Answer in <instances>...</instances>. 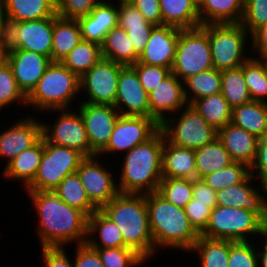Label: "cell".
Instances as JSON below:
<instances>
[{"label":"cell","mask_w":267,"mask_h":267,"mask_svg":"<svg viewBox=\"0 0 267 267\" xmlns=\"http://www.w3.org/2000/svg\"><path fill=\"white\" fill-rule=\"evenodd\" d=\"M38 215L37 231L40 247H65L85 244L88 216L71 207L53 191H26Z\"/></svg>","instance_id":"1"},{"label":"cell","mask_w":267,"mask_h":267,"mask_svg":"<svg viewBox=\"0 0 267 267\" xmlns=\"http://www.w3.org/2000/svg\"><path fill=\"white\" fill-rule=\"evenodd\" d=\"M164 140V133L159 130L148 141L121 155L123 163L116 178L119 193L149 194L157 191L162 180Z\"/></svg>","instance_id":"2"},{"label":"cell","mask_w":267,"mask_h":267,"mask_svg":"<svg viewBox=\"0 0 267 267\" xmlns=\"http://www.w3.org/2000/svg\"><path fill=\"white\" fill-rule=\"evenodd\" d=\"M100 210L119 227L124 247L135 250L146 261L154 259L145 194L118 193Z\"/></svg>","instance_id":"3"},{"label":"cell","mask_w":267,"mask_h":267,"mask_svg":"<svg viewBox=\"0 0 267 267\" xmlns=\"http://www.w3.org/2000/svg\"><path fill=\"white\" fill-rule=\"evenodd\" d=\"M145 198L155 256L160 248L189 252L200 235L191 226L184 208L168 202L157 191L145 194Z\"/></svg>","instance_id":"4"},{"label":"cell","mask_w":267,"mask_h":267,"mask_svg":"<svg viewBox=\"0 0 267 267\" xmlns=\"http://www.w3.org/2000/svg\"><path fill=\"white\" fill-rule=\"evenodd\" d=\"M79 93V77L61 62H52L27 96L26 108L33 107L40 115L49 110L72 109Z\"/></svg>","instance_id":"5"},{"label":"cell","mask_w":267,"mask_h":267,"mask_svg":"<svg viewBox=\"0 0 267 267\" xmlns=\"http://www.w3.org/2000/svg\"><path fill=\"white\" fill-rule=\"evenodd\" d=\"M266 225L252 211L216 205L211 211L208 225L200 236L234 242L251 241L250 238H256L260 245L262 237L266 234Z\"/></svg>","instance_id":"6"},{"label":"cell","mask_w":267,"mask_h":267,"mask_svg":"<svg viewBox=\"0 0 267 267\" xmlns=\"http://www.w3.org/2000/svg\"><path fill=\"white\" fill-rule=\"evenodd\" d=\"M201 26L208 33L213 68L219 71L238 68L251 57L249 54L251 50L248 47L251 44L249 42L251 35L240 23L204 24Z\"/></svg>","instance_id":"7"},{"label":"cell","mask_w":267,"mask_h":267,"mask_svg":"<svg viewBox=\"0 0 267 267\" xmlns=\"http://www.w3.org/2000/svg\"><path fill=\"white\" fill-rule=\"evenodd\" d=\"M160 130L169 143L182 148L196 149L217 138V130L191 104L167 117Z\"/></svg>","instance_id":"8"},{"label":"cell","mask_w":267,"mask_h":267,"mask_svg":"<svg viewBox=\"0 0 267 267\" xmlns=\"http://www.w3.org/2000/svg\"><path fill=\"white\" fill-rule=\"evenodd\" d=\"M84 158L79 151L50 144L43 137V154L37 174L24 191H53L66 176L76 173Z\"/></svg>","instance_id":"9"},{"label":"cell","mask_w":267,"mask_h":267,"mask_svg":"<svg viewBox=\"0 0 267 267\" xmlns=\"http://www.w3.org/2000/svg\"><path fill=\"white\" fill-rule=\"evenodd\" d=\"M213 68L208 33L202 27L181 29L171 73L184 81Z\"/></svg>","instance_id":"10"},{"label":"cell","mask_w":267,"mask_h":267,"mask_svg":"<svg viewBox=\"0 0 267 267\" xmlns=\"http://www.w3.org/2000/svg\"><path fill=\"white\" fill-rule=\"evenodd\" d=\"M57 112V118L52 125L42 120V136L54 145L75 149L85 157L97 155L89 145L84 121L75 108L49 110L46 113Z\"/></svg>","instance_id":"11"},{"label":"cell","mask_w":267,"mask_h":267,"mask_svg":"<svg viewBox=\"0 0 267 267\" xmlns=\"http://www.w3.org/2000/svg\"><path fill=\"white\" fill-rule=\"evenodd\" d=\"M124 65L102 58L79 78L80 95L87 98L80 102L93 104L115 103L119 74ZM83 93V94H82Z\"/></svg>","instance_id":"12"},{"label":"cell","mask_w":267,"mask_h":267,"mask_svg":"<svg viewBox=\"0 0 267 267\" xmlns=\"http://www.w3.org/2000/svg\"><path fill=\"white\" fill-rule=\"evenodd\" d=\"M160 130V124L146 116H120L112 131L109 143L98 154L103 157L107 154H124L136 145L152 138ZM109 153V154H108Z\"/></svg>","instance_id":"13"},{"label":"cell","mask_w":267,"mask_h":267,"mask_svg":"<svg viewBox=\"0 0 267 267\" xmlns=\"http://www.w3.org/2000/svg\"><path fill=\"white\" fill-rule=\"evenodd\" d=\"M100 158L99 155L85 157L76 171L90 202L97 209H101L119 193L117 177L104 166L105 162L102 163Z\"/></svg>","instance_id":"14"},{"label":"cell","mask_w":267,"mask_h":267,"mask_svg":"<svg viewBox=\"0 0 267 267\" xmlns=\"http://www.w3.org/2000/svg\"><path fill=\"white\" fill-rule=\"evenodd\" d=\"M80 103V104H79ZM75 107L84 121L90 148L98 155L109 143L118 118V110L109 104L79 102Z\"/></svg>","instance_id":"15"},{"label":"cell","mask_w":267,"mask_h":267,"mask_svg":"<svg viewBox=\"0 0 267 267\" xmlns=\"http://www.w3.org/2000/svg\"><path fill=\"white\" fill-rule=\"evenodd\" d=\"M114 107L122 116L150 117L148 93L131 65L120 71Z\"/></svg>","instance_id":"16"},{"label":"cell","mask_w":267,"mask_h":267,"mask_svg":"<svg viewBox=\"0 0 267 267\" xmlns=\"http://www.w3.org/2000/svg\"><path fill=\"white\" fill-rule=\"evenodd\" d=\"M13 125V126H12ZM0 133V159L4 158V167L22 151L32 147L42 137V120L33 116L21 117Z\"/></svg>","instance_id":"17"},{"label":"cell","mask_w":267,"mask_h":267,"mask_svg":"<svg viewBox=\"0 0 267 267\" xmlns=\"http://www.w3.org/2000/svg\"><path fill=\"white\" fill-rule=\"evenodd\" d=\"M253 182L256 183V180L250 174L240 184L217 191L216 202L218 206L252 211L267 224V190L254 186Z\"/></svg>","instance_id":"18"},{"label":"cell","mask_w":267,"mask_h":267,"mask_svg":"<svg viewBox=\"0 0 267 267\" xmlns=\"http://www.w3.org/2000/svg\"><path fill=\"white\" fill-rule=\"evenodd\" d=\"M180 30V28L170 25L155 26L138 62L171 70L175 60Z\"/></svg>","instance_id":"19"},{"label":"cell","mask_w":267,"mask_h":267,"mask_svg":"<svg viewBox=\"0 0 267 267\" xmlns=\"http://www.w3.org/2000/svg\"><path fill=\"white\" fill-rule=\"evenodd\" d=\"M148 98L150 118H154L159 124L188 104L183 81L172 73L148 94Z\"/></svg>","instance_id":"20"},{"label":"cell","mask_w":267,"mask_h":267,"mask_svg":"<svg viewBox=\"0 0 267 267\" xmlns=\"http://www.w3.org/2000/svg\"><path fill=\"white\" fill-rule=\"evenodd\" d=\"M7 63L20 90L27 97L52 61L43 54L18 49L7 55Z\"/></svg>","instance_id":"21"},{"label":"cell","mask_w":267,"mask_h":267,"mask_svg":"<svg viewBox=\"0 0 267 267\" xmlns=\"http://www.w3.org/2000/svg\"><path fill=\"white\" fill-rule=\"evenodd\" d=\"M77 21L82 40L101 45L106 34L118 26V2L101 0L89 15L78 18Z\"/></svg>","instance_id":"22"},{"label":"cell","mask_w":267,"mask_h":267,"mask_svg":"<svg viewBox=\"0 0 267 267\" xmlns=\"http://www.w3.org/2000/svg\"><path fill=\"white\" fill-rule=\"evenodd\" d=\"M217 138L235 162H243L249 167L254 163L259 138L233 123L217 131Z\"/></svg>","instance_id":"23"},{"label":"cell","mask_w":267,"mask_h":267,"mask_svg":"<svg viewBox=\"0 0 267 267\" xmlns=\"http://www.w3.org/2000/svg\"><path fill=\"white\" fill-rule=\"evenodd\" d=\"M53 17L19 22V49L43 54L51 59Z\"/></svg>","instance_id":"24"},{"label":"cell","mask_w":267,"mask_h":267,"mask_svg":"<svg viewBox=\"0 0 267 267\" xmlns=\"http://www.w3.org/2000/svg\"><path fill=\"white\" fill-rule=\"evenodd\" d=\"M42 154L43 136L32 147L22 151L2 169L3 177L5 180L22 182L25 190L37 174Z\"/></svg>","instance_id":"25"},{"label":"cell","mask_w":267,"mask_h":267,"mask_svg":"<svg viewBox=\"0 0 267 267\" xmlns=\"http://www.w3.org/2000/svg\"><path fill=\"white\" fill-rule=\"evenodd\" d=\"M162 178H197L195 149L182 148L164 140Z\"/></svg>","instance_id":"26"},{"label":"cell","mask_w":267,"mask_h":267,"mask_svg":"<svg viewBox=\"0 0 267 267\" xmlns=\"http://www.w3.org/2000/svg\"><path fill=\"white\" fill-rule=\"evenodd\" d=\"M86 243L91 248L124 247V240L119 227L100 209H97L88 217V237Z\"/></svg>","instance_id":"27"},{"label":"cell","mask_w":267,"mask_h":267,"mask_svg":"<svg viewBox=\"0 0 267 267\" xmlns=\"http://www.w3.org/2000/svg\"><path fill=\"white\" fill-rule=\"evenodd\" d=\"M82 40L77 20L53 16V36L51 61L61 62L62 59Z\"/></svg>","instance_id":"28"},{"label":"cell","mask_w":267,"mask_h":267,"mask_svg":"<svg viewBox=\"0 0 267 267\" xmlns=\"http://www.w3.org/2000/svg\"><path fill=\"white\" fill-rule=\"evenodd\" d=\"M231 123L261 139L267 136V103L250 101L232 108Z\"/></svg>","instance_id":"29"},{"label":"cell","mask_w":267,"mask_h":267,"mask_svg":"<svg viewBox=\"0 0 267 267\" xmlns=\"http://www.w3.org/2000/svg\"><path fill=\"white\" fill-rule=\"evenodd\" d=\"M244 0H202L198 8L201 25L240 23Z\"/></svg>","instance_id":"30"},{"label":"cell","mask_w":267,"mask_h":267,"mask_svg":"<svg viewBox=\"0 0 267 267\" xmlns=\"http://www.w3.org/2000/svg\"><path fill=\"white\" fill-rule=\"evenodd\" d=\"M163 25L180 29L201 26L198 7L191 0H159Z\"/></svg>","instance_id":"31"},{"label":"cell","mask_w":267,"mask_h":267,"mask_svg":"<svg viewBox=\"0 0 267 267\" xmlns=\"http://www.w3.org/2000/svg\"><path fill=\"white\" fill-rule=\"evenodd\" d=\"M103 58L124 66L138 62L139 55L135 52L125 29L119 26L111 29L100 45Z\"/></svg>","instance_id":"32"},{"label":"cell","mask_w":267,"mask_h":267,"mask_svg":"<svg viewBox=\"0 0 267 267\" xmlns=\"http://www.w3.org/2000/svg\"><path fill=\"white\" fill-rule=\"evenodd\" d=\"M6 16L19 22L53 17L56 3L53 0H2Z\"/></svg>","instance_id":"33"},{"label":"cell","mask_w":267,"mask_h":267,"mask_svg":"<svg viewBox=\"0 0 267 267\" xmlns=\"http://www.w3.org/2000/svg\"><path fill=\"white\" fill-rule=\"evenodd\" d=\"M234 162L222 142L215 138L211 143L195 149L197 178L214 173Z\"/></svg>","instance_id":"34"},{"label":"cell","mask_w":267,"mask_h":267,"mask_svg":"<svg viewBox=\"0 0 267 267\" xmlns=\"http://www.w3.org/2000/svg\"><path fill=\"white\" fill-rule=\"evenodd\" d=\"M188 253L196 254L199 267H228L230 240L199 236Z\"/></svg>","instance_id":"35"},{"label":"cell","mask_w":267,"mask_h":267,"mask_svg":"<svg viewBox=\"0 0 267 267\" xmlns=\"http://www.w3.org/2000/svg\"><path fill=\"white\" fill-rule=\"evenodd\" d=\"M191 105L217 131L231 123L232 107L221 92L195 100Z\"/></svg>","instance_id":"36"},{"label":"cell","mask_w":267,"mask_h":267,"mask_svg":"<svg viewBox=\"0 0 267 267\" xmlns=\"http://www.w3.org/2000/svg\"><path fill=\"white\" fill-rule=\"evenodd\" d=\"M183 83L186 101L191 104L195 100L221 92V71L211 68L189 76Z\"/></svg>","instance_id":"37"},{"label":"cell","mask_w":267,"mask_h":267,"mask_svg":"<svg viewBox=\"0 0 267 267\" xmlns=\"http://www.w3.org/2000/svg\"><path fill=\"white\" fill-rule=\"evenodd\" d=\"M103 58L97 43L81 40L61 61L79 78Z\"/></svg>","instance_id":"38"},{"label":"cell","mask_w":267,"mask_h":267,"mask_svg":"<svg viewBox=\"0 0 267 267\" xmlns=\"http://www.w3.org/2000/svg\"><path fill=\"white\" fill-rule=\"evenodd\" d=\"M54 191L62 201L79 209L88 217L97 210L90 202L77 173L66 176Z\"/></svg>","instance_id":"39"},{"label":"cell","mask_w":267,"mask_h":267,"mask_svg":"<svg viewBox=\"0 0 267 267\" xmlns=\"http://www.w3.org/2000/svg\"><path fill=\"white\" fill-rule=\"evenodd\" d=\"M221 93L232 108L252 101L244 78V64L221 71Z\"/></svg>","instance_id":"40"},{"label":"cell","mask_w":267,"mask_h":267,"mask_svg":"<svg viewBox=\"0 0 267 267\" xmlns=\"http://www.w3.org/2000/svg\"><path fill=\"white\" fill-rule=\"evenodd\" d=\"M157 192L173 205L184 208L193 199V179L162 178Z\"/></svg>","instance_id":"41"},{"label":"cell","mask_w":267,"mask_h":267,"mask_svg":"<svg viewBox=\"0 0 267 267\" xmlns=\"http://www.w3.org/2000/svg\"><path fill=\"white\" fill-rule=\"evenodd\" d=\"M244 78L252 100L267 103V72L259 59L250 57L244 63Z\"/></svg>","instance_id":"42"},{"label":"cell","mask_w":267,"mask_h":267,"mask_svg":"<svg viewBox=\"0 0 267 267\" xmlns=\"http://www.w3.org/2000/svg\"><path fill=\"white\" fill-rule=\"evenodd\" d=\"M250 175V167L243 162H232L229 166L202 179L214 190L219 191L225 187L235 186L243 182Z\"/></svg>","instance_id":"43"},{"label":"cell","mask_w":267,"mask_h":267,"mask_svg":"<svg viewBox=\"0 0 267 267\" xmlns=\"http://www.w3.org/2000/svg\"><path fill=\"white\" fill-rule=\"evenodd\" d=\"M100 256L104 267H140L146 260L129 247L93 248Z\"/></svg>","instance_id":"44"},{"label":"cell","mask_w":267,"mask_h":267,"mask_svg":"<svg viewBox=\"0 0 267 267\" xmlns=\"http://www.w3.org/2000/svg\"><path fill=\"white\" fill-rule=\"evenodd\" d=\"M27 106V97L20 90L8 63L0 68V112L13 104ZM20 103V104H19ZM7 107V108H6Z\"/></svg>","instance_id":"45"},{"label":"cell","mask_w":267,"mask_h":267,"mask_svg":"<svg viewBox=\"0 0 267 267\" xmlns=\"http://www.w3.org/2000/svg\"><path fill=\"white\" fill-rule=\"evenodd\" d=\"M255 241H230L228 267H259Z\"/></svg>","instance_id":"46"},{"label":"cell","mask_w":267,"mask_h":267,"mask_svg":"<svg viewBox=\"0 0 267 267\" xmlns=\"http://www.w3.org/2000/svg\"><path fill=\"white\" fill-rule=\"evenodd\" d=\"M267 23V0H244L240 24L252 35Z\"/></svg>","instance_id":"47"},{"label":"cell","mask_w":267,"mask_h":267,"mask_svg":"<svg viewBox=\"0 0 267 267\" xmlns=\"http://www.w3.org/2000/svg\"><path fill=\"white\" fill-rule=\"evenodd\" d=\"M101 0H59L56 15L64 19L77 20L87 16Z\"/></svg>","instance_id":"48"},{"label":"cell","mask_w":267,"mask_h":267,"mask_svg":"<svg viewBox=\"0 0 267 267\" xmlns=\"http://www.w3.org/2000/svg\"><path fill=\"white\" fill-rule=\"evenodd\" d=\"M131 66L136 70L139 80L148 94L171 74L169 68L161 66H150L140 62Z\"/></svg>","instance_id":"49"},{"label":"cell","mask_w":267,"mask_h":267,"mask_svg":"<svg viewBox=\"0 0 267 267\" xmlns=\"http://www.w3.org/2000/svg\"><path fill=\"white\" fill-rule=\"evenodd\" d=\"M118 26L120 28L155 27L131 2H118Z\"/></svg>","instance_id":"50"},{"label":"cell","mask_w":267,"mask_h":267,"mask_svg":"<svg viewBox=\"0 0 267 267\" xmlns=\"http://www.w3.org/2000/svg\"><path fill=\"white\" fill-rule=\"evenodd\" d=\"M185 214L187 215L191 226L200 235L206 228L209 222L212 209L209 203L197 202L192 199L185 207Z\"/></svg>","instance_id":"51"},{"label":"cell","mask_w":267,"mask_h":267,"mask_svg":"<svg viewBox=\"0 0 267 267\" xmlns=\"http://www.w3.org/2000/svg\"><path fill=\"white\" fill-rule=\"evenodd\" d=\"M19 21L4 15L0 26V46L9 54L19 49Z\"/></svg>","instance_id":"52"},{"label":"cell","mask_w":267,"mask_h":267,"mask_svg":"<svg viewBox=\"0 0 267 267\" xmlns=\"http://www.w3.org/2000/svg\"><path fill=\"white\" fill-rule=\"evenodd\" d=\"M250 174L259 182V187L267 190V136L258 141L257 154L250 167Z\"/></svg>","instance_id":"53"},{"label":"cell","mask_w":267,"mask_h":267,"mask_svg":"<svg viewBox=\"0 0 267 267\" xmlns=\"http://www.w3.org/2000/svg\"><path fill=\"white\" fill-rule=\"evenodd\" d=\"M40 252L46 267H73V259L64 247H41Z\"/></svg>","instance_id":"54"},{"label":"cell","mask_w":267,"mask_h":267,"mask_svg":"<svg viewBox=\"0 0 267 267\" xmlns=\"http://www.w3.org/2000/svg\"><path fill=\"white\" fill-rule=\"evenodd\" d=\"M75 247L73 267H104L97 251L87 243Z\"/></svg>","instance_id":"55"},{"label":"cell","mask_w":267,"mask_h":267,"mask_svg":"<svg viewBox=\"0 0 267 267\" xmlns=\"http://www.w3.org/2000/svg\"><path fill=\"white\" fill-rule=\"evenodd\" d=\"M131 3L142 13L149 23L155 26L163 25L159 0H132Z\"/></svg>","instance_id":"56"},{"label":"cell","mask_w":267,"mask_h":267,"mask_svg":"<svg viewBox=\"0 0 267 267\" xmlns=\"http://www.w3.org/2000/svg\"><path fill=\"white\" fill-rule=\"evenodd\" d=\"M216 194L203 179H193V198L197 202L209 203V207L213 209L217 205Z\"/></svg>","instance_id":"57"},{"label":"cell","mask_w":267,"mask_h":267,"mask_svg":"<svg viewBox=\"0 0 267 267\" xmlns=\"http://www.w3.org/2000/svg\"><path fill=\"white\" fill-rule=\"evenodd\" d=\"M250 42L251 57L260 60L263 56L267 55V23L251 35Z\"/></svg>","instance_id":"58"},{"label":"cell","mask_w":267,"mask_h":267,"mask_svg":"<svg viewBox=\"0 0 267 267\" xmlns=\"http://www.w3.org/2000/svg\"><path fill=\"white\" fill-rule=\"evenodd\" d=\"M153 28L154 27L123 28L126 30L134 50L139 56L146 47Z\"/></svg>","instance_id":"59"},{"label":"cell","mask_w":267,"mask_h":267,"mask_svg":"<svg viewBox=\"0 0 267 267\" xmlns=\"http://www.w3.org/2000/svg\"><path fill=\"white\" fill-rule=\"evenodd\" d=\"M262 239V246H257V255H258V266L259 267H267V235L265 234ZM263 248V249H262Z\"/></svg>","instance_id":"60"},{"label":"cell","mask_w":267,"mask_h":267,"mask_svg":"<svg viewBox=\"0 0 267 267\" xmlns=\"http://www.w3.org/2000/svg\"><path fill=\"white\" fill-rule=\"evenodd\" d=\"M7 53L4 49L0 46V68L7 63Z\"/></svg>","instance_id":"61"},{"label":"cell","mask_w":267,"mask_h":267,"mask_svg":"<svg viewBox=\"0 0 267 267\" xmlns=\"http://www.w3.org/2000/svg\"><path fill=\"white\" fill-rule=\"evenodd\" d=\"M4 15H5V12H4L3 2H2V0H0V26H1V21H2V18L4 17Z\"/></svg>","instance_id":"62"},{"label":"cell","mask_w":267,"mask_h":267,"mask_svg":"<svg viewBox=\"0 0 267 267\" xmlns=\"http://www.w3.org/2000/svg\"><path fill=\"white\" fill-rule=\"evenodd\" d=\"M260 61L264 64L266 72H267V55L263 56Z\"/></svg>","instance_id":"63"},{"label":"cell","mask_w":267,"mask_h":267,"mask_svg":"<svg viewBox=\"0 0 267 267\" xmlns=\"http://www.w3.org/2000/svg\"><path fill=\"white\" fill-rule=\"evenodd\" d=\"M198 8L200 7L202 0H191Z\"/></svg>","instance_id":"64"},{"label":"cell","mask_w":267,"mask_h":267,"mask_svg":"<svg viewBox=\"0 0 267 267\" xmlns=\"http://www.w3.org/2000/svg\"><path fill=\"white\" fill-rule=\"evenodd\" d=\"M117 2H131L132 0H115Z\"/></svg>","instance_id":"65"}]
</instances>
